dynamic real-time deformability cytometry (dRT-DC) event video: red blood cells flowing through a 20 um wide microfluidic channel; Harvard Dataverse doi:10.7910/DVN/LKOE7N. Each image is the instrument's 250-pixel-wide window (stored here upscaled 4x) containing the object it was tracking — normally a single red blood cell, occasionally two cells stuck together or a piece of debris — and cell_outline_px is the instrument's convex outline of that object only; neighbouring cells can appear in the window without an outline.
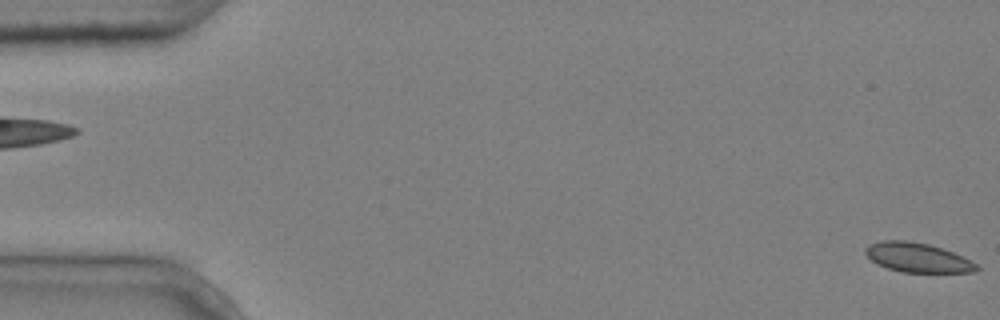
{"species": "common noctule bat (a hibernating species)", "species_latin": "Nyctalus noctula", "temperature_condition": "cold", "stored_images_in_passage": 3, "segment_of_instrument_passage": [2, 2], "camera_frame_rate_fps": 3000, "um_per_image_px": 0.085, "animal": {"sex": "male", "body_mass_g": 20.4}, "frame": {"image": 1, "passage_image": 3, "time_ms": 0.667, "image_size_px": [1000, 320], "cell_outline_px": [[980, 268], [976, 272], [900, 272], [876, 264], [864, 252], [864, 248], [872, 244], [884, 240], [908, 240], [928, 244], [944, 248], [976, 264]], "centroid_in_image_um": [77.97, 21.89], "position_along_channel_um": 7.0, "area_um2": 18.9}}